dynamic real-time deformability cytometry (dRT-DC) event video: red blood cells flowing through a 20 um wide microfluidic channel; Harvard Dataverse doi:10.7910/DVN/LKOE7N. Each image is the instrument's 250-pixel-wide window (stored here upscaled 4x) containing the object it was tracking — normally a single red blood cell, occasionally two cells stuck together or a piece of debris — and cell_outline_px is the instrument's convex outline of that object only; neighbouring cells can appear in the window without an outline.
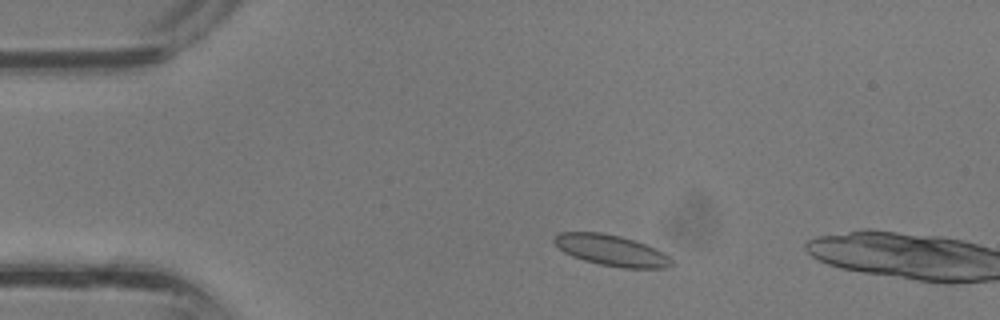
{"species": "common noctule bat (a hibernating species)", "species_latin": "Nyctalus noctula", "temperature_condition": "room temperature", "stored_images_in_passage": 34, "camera_frame_rate_fps": 3000, "um_per_image_px": 0.085, "animal": {"sex": "male", "body_mass_g": 13.3}, "frame": {"image": 1, "passage_image": 3, "time_ms": 0.667, "image_size_px": [1000, 320], "cell_outline_px": [[672, 264], [668, 268], [624, 268], [600, 264], [584, 260], [572, 256], [564, 252], [552, 240], [552, 236], [560, 232], [600, 232], [620, 236], [644, 244], [664, 252], [672, 260]], "centroid_in_image_um": [51.94, 21.28], "position_along_channel_um": 33.1, "area_um2": 21.04}}
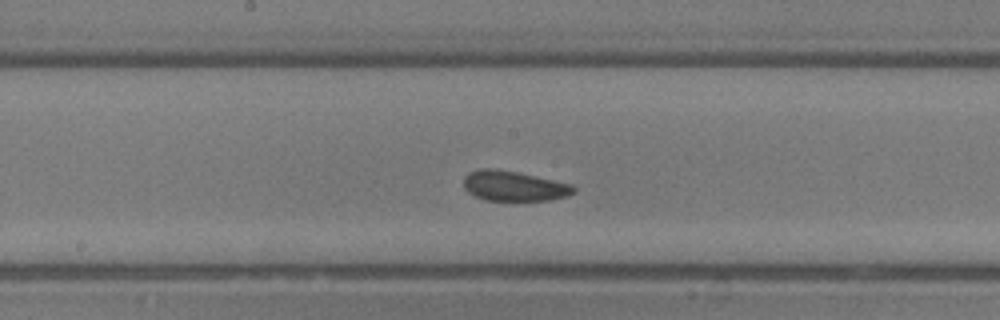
{"frame": {"image": 2, "passage_image": 15, "time_ms": 4.667, "image_size_px": [1000, 320], "cell_outline_px": [[576, 192], [568, 196], [548, 200], [484, 200], [468, 192], [464, 188], [464, 176], [468, 172], [480, 168], [492, 168], [516, 172], [572, 184], [576, 188]], "centroid_in_image_um": [43.67, 15.81], "position_along_channel_um": 204.5, "area_um2": 19.25}}
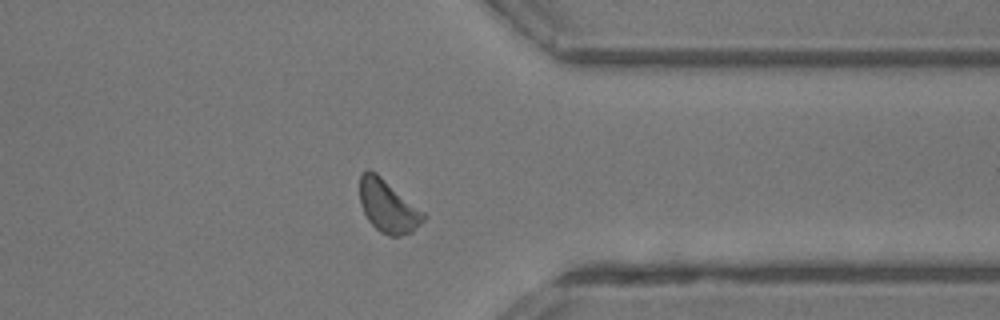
{"frame": {"image": 3, "passage_image": 25, "time_ms": 8.0, "image_size_px": [1000, 320], "cell_outline_px": [[428, 216], [412, 232], [400, 236], [388, 236], [380, 232], [368, 220], [360, 204], [360, 176], [368, 168], [376, 172], [424, 212]], "centroid_in_image_um": [32.98, 17.54], "position_along_channel_um": 378.4, "area_um2": 19.48}}